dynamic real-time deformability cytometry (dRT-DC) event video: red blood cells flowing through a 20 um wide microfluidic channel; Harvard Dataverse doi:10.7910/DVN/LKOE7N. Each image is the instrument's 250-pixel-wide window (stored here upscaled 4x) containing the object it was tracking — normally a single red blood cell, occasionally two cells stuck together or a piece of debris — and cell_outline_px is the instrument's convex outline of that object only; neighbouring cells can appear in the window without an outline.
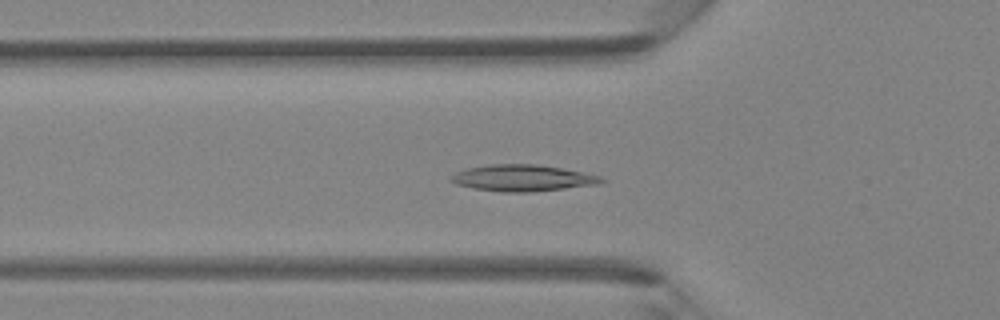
{"species": "Egyptian fruit bat (a non-hibernating species)", "species_latin": "Rousettus aegyptiacus", "temperature_condition": "room temperature", "stored_images_in_passage": 24, "camera_frame_rate_fps": 3000, "um_per_image_px": 0.085, "animal": {"sex": "female"}, "frame": {"image": 1, "passage_image": 2, "time_ms": 0.333, "image_size_px": [1000, 320], "cell_outline_px": [[608, 180], [600, 184], [532, 192], [500, 192], [472, 188], [456, 184], [448, 180], [456, 172], [468, 168], [492, 164], [536, 164], [564, 168], [600, 176]], "centroid_in_image_um": [44.45, 15.13], "position_along_channel_um": 81.4, "area_um2": 23.29}}
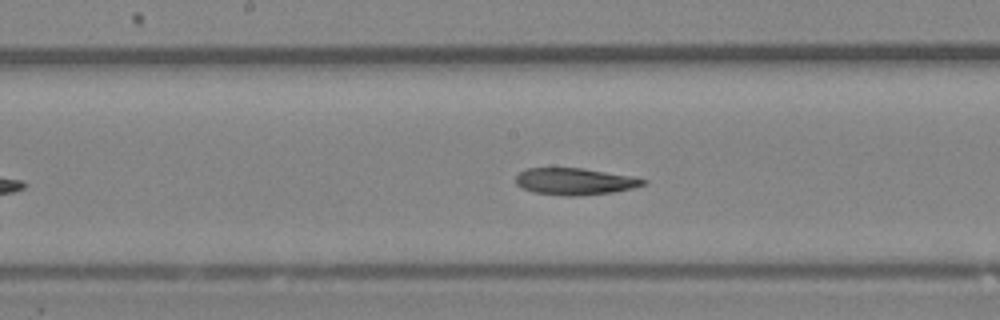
{"frame": {"image": 2, "passage_image": 10, "time_ms": 3.0, "image_size_px": [1000, 320], "cell_outline_px": [[648, 184], [632, 188], [612, 192], [576, 196], [564, 196], [532, 192], [516, 184], [516, 176], [520, 172], [528, 168], [584, 168], [632, 176], [648, 180]], "centroid_in_image_um": [48.89, 15.42], "position_along_channel_um": 199.3, "area_um2": 19.94}}
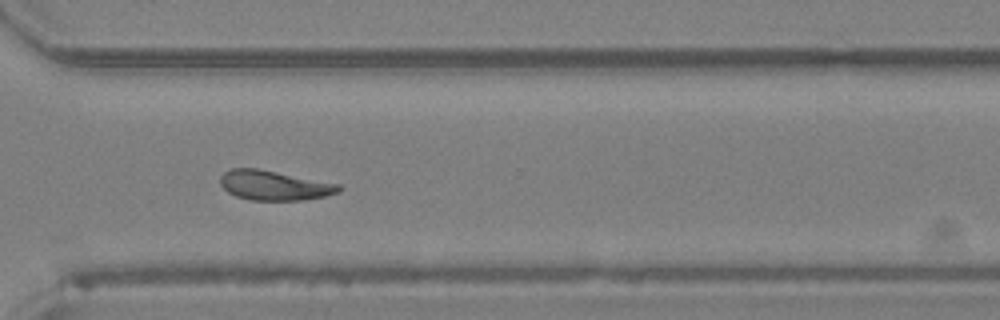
{"frame": {"image": 3, "passage_image": 20, "time_ms": 6.333, "image_size_px": [1000, 320], "cell_outline_px": [[344, 188], [340, 192], [324, 196], [304, 200], [252, 200], [236, 196], [228, 192], [220, 184], [220, 176], [224, 172], [232, 168], [256, 168], [340, 184]], "centroid_in_image_um": [23.32, 15.76], "position_along_channel_um": 347.3, "area_um2": 20.46}}